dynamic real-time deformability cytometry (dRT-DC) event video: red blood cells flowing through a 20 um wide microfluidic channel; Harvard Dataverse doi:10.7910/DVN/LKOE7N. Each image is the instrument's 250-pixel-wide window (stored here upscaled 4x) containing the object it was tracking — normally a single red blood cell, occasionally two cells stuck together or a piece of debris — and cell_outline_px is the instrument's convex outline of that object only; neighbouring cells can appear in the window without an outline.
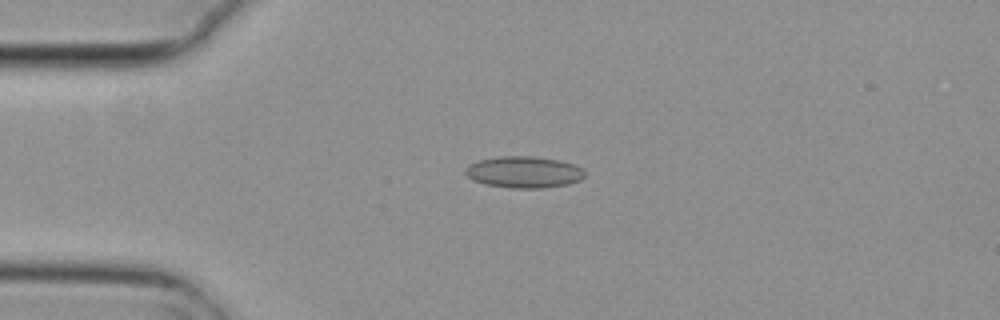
{"species": "common noctule bat (a hibernating species)", "species_latin": "Nyctalus noctula", "temperature_condition": "cold", "stored_images_in_passage": 4, "camera_frame_rate_fps": 3000, "um_per_image_px": 0.085, "animal": {"sex": "female", "body_mass_g": 29.2, "forearm_length_mm": 56.3}, "frame": {"image": 1, "passage_image": 3, "time_ms": 0.667, "image_size_px": [1000, 320], "cell_outline_px": [[584, 176], [580, 180], [568, 184], [540, 188], [508, 188], [484, 184], [472, 180], [464, 172], [464, 168], [468, 164], [480, 160], [500, 156], [536, 156], [556, 160], [572, 164], [580, 168], [584, 172]], "centroid_in_image_um": [44.47, 14.63], "position_along_channel_um": 40.5, "area_um2": 21.91}}